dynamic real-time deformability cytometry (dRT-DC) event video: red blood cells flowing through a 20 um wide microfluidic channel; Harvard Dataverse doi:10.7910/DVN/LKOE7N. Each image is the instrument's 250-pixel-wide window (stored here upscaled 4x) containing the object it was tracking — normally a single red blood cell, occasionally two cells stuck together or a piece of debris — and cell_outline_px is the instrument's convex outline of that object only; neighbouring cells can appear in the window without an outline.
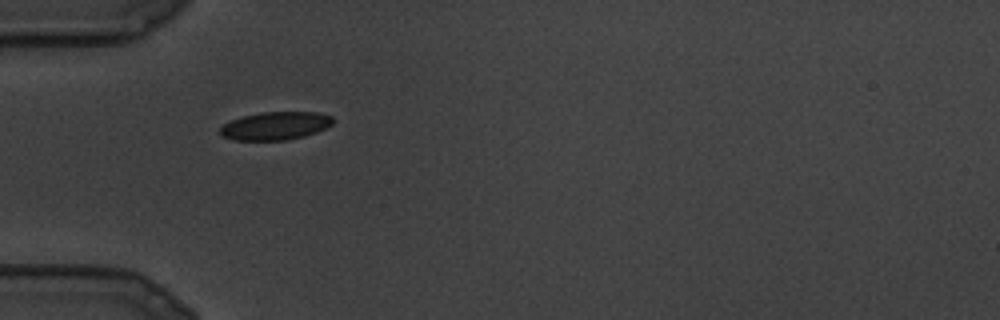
{"species": "common noctule bat (a hibernating species)", "species_latin": "Nyctalus noctula", "temperature_condition": "cold", "stored_images_in_passage": 19, "camera_frame_rate_fps": 3000, "um_per_image_px": 0.085, "animal": {"sex": "male", "body_mass_g": 19.5, "forearm_length_mm": 54.6}, "frame": {"image": 1, "passage_image": 1, "time_ms": 0.0, "image_size_px": [1000, 320], "cell_outline_px": [[332, 124], [316, 132], [304, 136], [288, 140], [236, 140], [220, 136], [220, 128], [224, 124], [232, 120], [244, 116], [260, 112], [316, 112], [332, 116]], "centroid_in_image_um": [23.39, 10.7], "position_along_channel_um": 61.6, "area_um2": 18.32}}
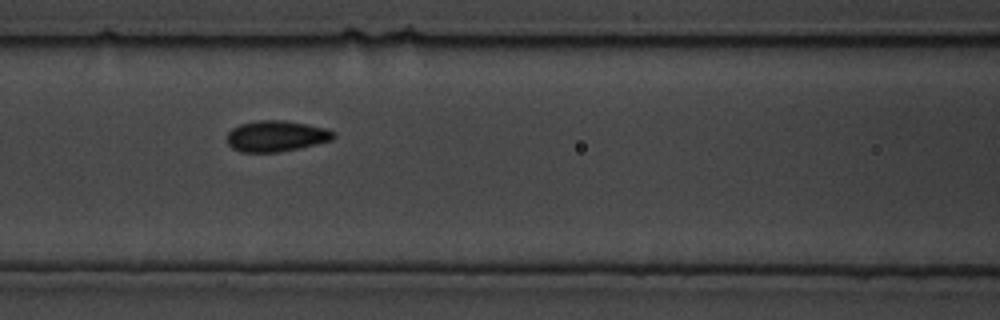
{"frame": {"image": 2, "passage_image": 4, "time_ms": 1.0, "image_size_px": [1000, 320], "cell_outline_px": [[336, 136], [332, 140], [300, 148], [276, 152], [240, 152], [232, 148], [228, 144], [228, 132], [232, 128], [240, 124], [260, 120], [284, 120], [324, 128], [336, 132]], "centroid_in_image_um": [23.47, 11.57], "position_along_channel_um": 143.1, "area_um2": 19.13}}
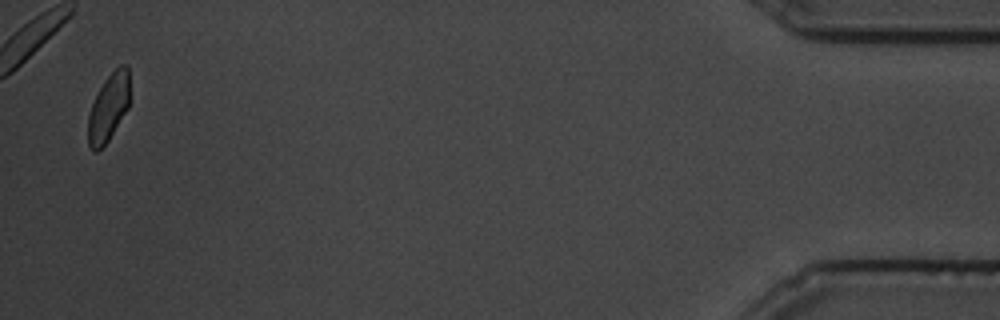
{"frame": {"image": 3, "passage_image": 19, "time_ms": 6.0, "image_size_px": [1000, 320], "cell_outline_px": [[128, 108], [108, 140], [96, 152], [92, 152], [88, 144], [88, 116], [92, 104], [104, 80], [120, 64], [128, 64]], "centroid_in_image_um": [9.21, 9.15], "position_along_channel_um": 426.0, "area_um2": 16.07}}